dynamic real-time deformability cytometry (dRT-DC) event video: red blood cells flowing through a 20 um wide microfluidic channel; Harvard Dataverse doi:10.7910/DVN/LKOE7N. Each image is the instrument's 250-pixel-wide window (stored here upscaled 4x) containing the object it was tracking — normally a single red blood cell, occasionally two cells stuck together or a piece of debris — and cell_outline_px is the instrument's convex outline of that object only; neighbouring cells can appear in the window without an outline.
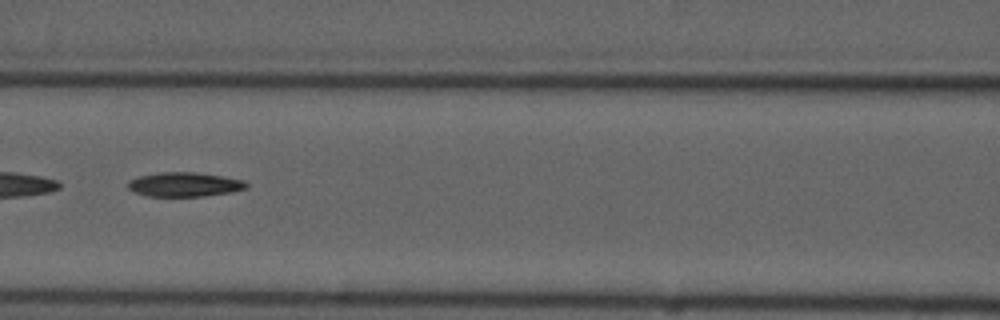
{"species": "common noctule bat (a hibernating species)", "species_latin": "Nyctalus noctula", "temperature_condition": "cold", "stored_images_in_passage": 9, "segment_of_instrument_passage": [2, 2], "camera_frame_rate_fps": 3000, "um_per_image_px": 0.085, "animal": {"sex": "male", "forearm_length_mm": 52.5}, "frame": {"image": 1, "passage_image": 7, "time_ms": 7.0, "image_size_px": [1000, 320], "cell_outline_px": [[248, 188], [228, 192], [204, 196], [148, 196], [136, 192], [128, 188], [128, 180], [140, 176], [160, 172], [196, 172], [224, 176], [244, 180], [248, 184]], "centroid_in_image_um": [15.7, 15.67], "position_along_channel_um": 150.9, "area_um2": 16.7}}
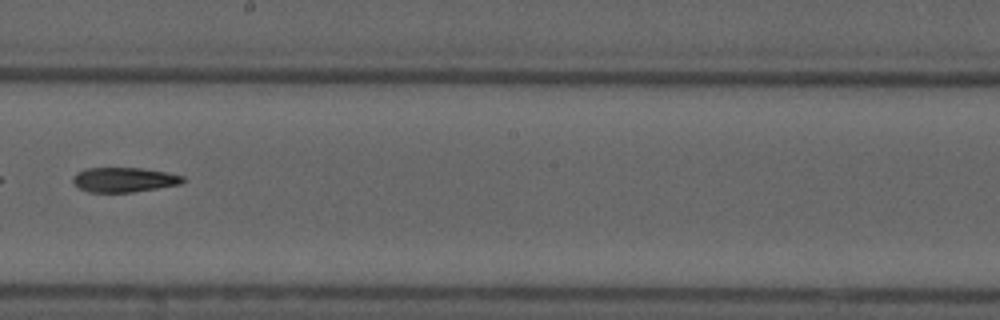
{"frame": {"image": 2, "passage_image": 9, "time_ms": 9.333, "image_size_px": [1000, 320], "cell_outline_px": [[184, 180], [180, 184], [132, 192], [88, 192], [80, 188], [72, 180], [72, 176], [76, 172], [88, 168], [140, 168], [164, 172], [184, 176]], "centroid_in_image_um": [10.51, 15.27], "position_along_channel_um": 237.7, "area_um2": 15.61}}